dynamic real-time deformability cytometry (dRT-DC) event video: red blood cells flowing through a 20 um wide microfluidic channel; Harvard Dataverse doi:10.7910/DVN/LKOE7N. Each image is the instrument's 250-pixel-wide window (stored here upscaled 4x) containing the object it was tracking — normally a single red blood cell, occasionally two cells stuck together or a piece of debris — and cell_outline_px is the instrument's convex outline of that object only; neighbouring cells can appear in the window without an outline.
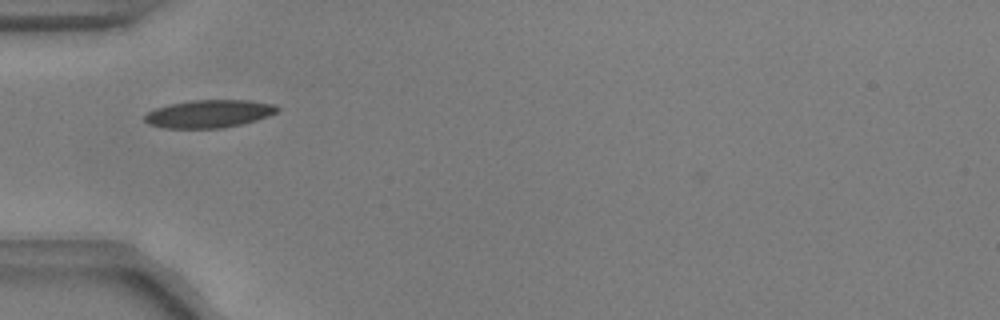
{"species": "common noctule bat (a hibernating species)", "species_latin": "Nyctalus noctula", "temperature_condition": "warm", "stored_images_in_passage": 40, "camera_frame_rate_fps": 3000, "um_per_image_px": 0.085, "animal": {"sex": "male", "body_mass_g": 17.9, "forearm_length_mm": 54.2}, "frame": {"image": 1, "passage_image": 4, "time_ms": 1.0, "image_size_px": [1000, 320], "cell_outline_px": [[280, 108], [276, 112], [268, 116], [256, 120], [224, 128], [164, 128], [148, 124], [144, 120], [144, 116], [148, 112], [156, 108], [168, 104], [192, 100], [248, 100], [276, 104]], "centroid_in_image_um": [17.76, 9.67], "position_along_channel_um": 67.2, "area_um2": 21.56}}
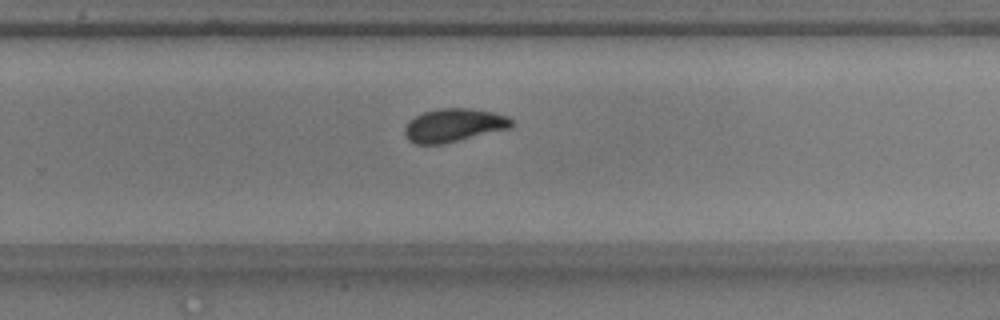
{"frame": {"image": 2, "passage_image": 22, "time_ms": 7.0, "image_size_px": [1000, 320], "cell_outline_px": [[512, 124], [508, 128], [444, 144], [416, 144], [408, 140], [404, 132], [404, 128], [408, 120], [424, 112], [440, 108], [468, 108], [492, 112], [508, 116], [512, 120]], "centroid_in_image_um": [38.52, 10.65], "position_along_channel_um": 291.3, "area_um2": 20.58}}
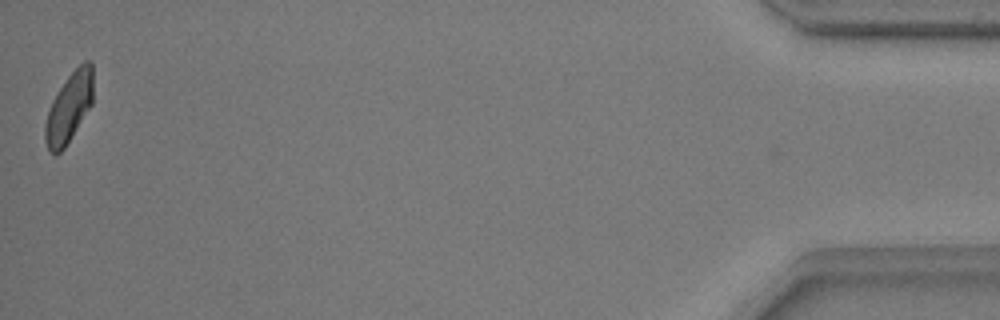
{"frame": {"image": 3, "passage_image": 40, "time_ms": 13.0, "image_size_px": [1000, 320], "cell_outline_px": [[92, 104], [64, 148], [56, 156], [48, 148], [44, 140], [44, 124], [52, 100], [68, 76], [84, 60], [92, 60]], "centroid_in_image_um": [5.86, 9.14], "position_along_channel_um": 429.3, "area_um2": 19.25}, "authors_computed_cell_mechanics": {"area_um2": 20.4323, "velocity_mm_per_s": 3.744, "shape_relaxation_time_tau1_ms": 3.5457, "shape_relaxation_time_tau2_ms": 1.5376, "deformation_change_tau1": 0.1627, "deformation_change_tau2": 0.0638}}